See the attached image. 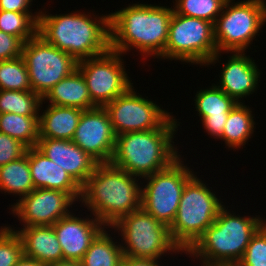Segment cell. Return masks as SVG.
<instances>
[{
  "mask_svg": "<svg viewBox=\"0 0 266 266\" xmlns=\"http://www.w3.org/2000/svg\"><path fill=\"white\" fill-rule=\"evenodd\" d=\"M33 0H0V10L13 12H32Z\"/></svg>",
  "mask_w": 266,
  "mask_h": 266,
  "instance_id": "36",
  "label": "cell"
},
{
  "mask_svg": "<svg viewBox=\"0 0 266 266\" xmlns=\"http://www.w3.org/2000/svg\"><path fill=\"white\" fill-rule=\"evenodd\" d=\"M37 12H13L0 10V31L19 37L24 43L38 34Z\"/></svg>",
  "mask_w": 266,
  "mask_h": 266,
  "instance_id": "28",
  "label": "cell"
},
{
  "mask_svg": "<svg viewBox=\"0 0 266 266\" xmlns=\"http://www.w3.org/2000/svg\"><path fill=\"white\" fill-rule=\"evenodd\" d=\"M241 263L243 266H266V227L264 225L252 236Z\"/></svg>",
  "mask_w": 266,
  "mask_h": 266,
  "instance_id": "33",
  "label": "cell"
},
{
  "mask_svg": "<svg viewBox=\"0 0 266 266\" xmlns=\"http://www.w3.org/2000/svg\"><path fill=\"white\" fill-rule=\"evenodd\" d=\"M45 10H40L38 35L47 43L67 52L77 61L101 55L110 49V13L99 16L79 10L52 15Z\"/></svg>",
  "mask_w": 266,
  "mask_h": 266,
  "instance_id": "2",
  "label": "cell"
},
{
  "mask_svg": "<svg viewBox=\"0 0 266 266\" xmlns=\"http://www.w3.org/2000/svg\"><path fill=\"white\" fill-rule=\"evenodd\" d=\"M255 114L252 113V108L244 103H237L229 112L226 120L222 137L219 140L224 141L225 145L235 151L243 148L248 143L256 129ZM254 118V119H253ZM237 148V149H236Z\"/></svg>",
  "mask_w": 266,
  "mask_h": 266,
  "instance_id": "24",
  "label": "cell"
},
{
  "mask_svg": "<svg viewBox=\"0 0 266 266\" xmlns=\"http://www.w3.org/2000/svg\"><path fill=\"white\" fill-rule=\"evenodd\" d=\"M75 203L67 192L36 188L11 205V214L18 218L22 227L50 226L68 216Z\"/></svg>",
  "mask_w": 266,
  "mask_h": 266,
  "instance_id": "14",
  "label": "cell"
},
{
  "mask_svg": "<svg viewBox=\"0 0 266 266\" xmlns=\"http://www.w3.org/2000/svg\"><path fill=\"white\" fill-rule=\"evenodd\" d=\"M123 57L109 49L101 55L78 61L77 69L82 73L96 107H105L134 84L126 72Z\"/></svg>",
  "mask_w": 266,
  "mask_h": 266,
  "instance_id": "12",
  "label": "cell"
},
{
  "mask_svg": "<svg viewBox=\"0 0 266 266\" xmlns=\"http://www.w3.org/2000/svg\"><path fill=\"white\" fill-rule=\"evenodd\" d=\"M159 260V261H158ZM161 259L134 258L123 255L119 266H163Z\"/></svg>",
  "mask_w": 266,
  "mask_h": 266,
  "instance_id": "37",
  "label": "cell"
},
{
  "mask_svg": "<svg viewBox=\"0 0 266 266\" xmlns=\"http://www.w3.org/2000/svg\"><path fill=\"white\" fill-rule=\"evenodd\" d=\"M105 228L92 242L84 254L81 263L83 266H119L123 256L120 239L119 242L112 238ZM118 243V244H117Z\"/></svg>",
  "mask_w": 266,
  "mask_h": 266,
  "instance_id": "26",
  "label": "cell"
},
{
  "mask_svg": "<svg viewBox=\"0 0 266 266\" xmlns=\"http://www.w3.org/2000/svg\"><path fill=\"white\" fill-rule=\"evenodd\" d=\"M121 238L123 255L134 258L161 259L166 254L182 256L172 241L169 228L142 208L122 217L111 227Z\"/></svg>",
  "mask_w": 266,
  "mask_h": 266,
  "instance_id": "8",
  "label": "cell"
},
{
  "mask_svg": "<svg viewBox=\"0 0 266 266\" xmlns=\"http://www.w3.org/2000/svg\"><path fill=\"white\" fill-rule=\"evenodd\" d=\"M42 101L34 91L0 90V113L39 116Z\"/></svg>",
  "mask_w": 266,
  "mask_h": 266,
  "instance_id": "29",
  "label": "cell"
},
{
  "mask_svg": "<svg viewBox=\"0 0 266 266\" xmlns=\"http://www.w3.org/2000/svg\"><path fill=\"white\" fill-rule=\"evenodd\" d=\"M133 85L109 102L107 110L115 135L163 128L174 115L152 99L137 93Z\"/></svg>",
  "mask_w": 266,
  "mask_h": 266,
  "instance_id": "13",
  "label": "cell"
},
{
  "mask_svg": "<svg viewBox=\"0 0 266 266\" xmlns=\"http://www.w3.org/2000/svg\"><path fill=\"white\" fill-rule=\"evenodd\" d=\"M215 193L197 175L186 183L176 216L169 227L172 241L182 252L185 253L214 223L224 206L221 197Z\"/></svg>",
  "mask_w": 266,
  "mask_h": 266,
  "instance_id": "6",
  "label": "cell"
},
{
  "mask_svg": "<svg viewBox=\"0 0 266 266\" xmlns=\"http://www.w3.org/2000/svg\"><path fill=\"white\" fill-rule=\"evenodd\" d=\"M226 63L222 62L219 83L215 84L237 103L257 92L263 73L256 60L245 52H230ZM256 91V92H255Z\"/></svg>",
  "mask_w": 266,
  "mask_h": 266,
  "instance_id": "17",
  "label": "cell"
},
{
  "mask_svg": "<svg viewBox=\"0 0 266 266\" xmlns=\"http://www.w3.org/2000/svg\"><path fill=\"white\" fill-rule=\"evenodd\" d=\"M139 179L111 163H98L82 186L81 207H87L90 214L111 228L122 217L141 208L142 179Z\"/></svg>",
  "mask_w": 266,
  "mask_h": 266,
  "instance_id": "3",
  "label": "cell"
},
{
  "mask_svg": "<svg viewBox=\"0 0 266 266\" xmlns=\"http://www.w3.org/2000/svg\"><path fill=\"white\" fill-rule=\"evenodd\" d=\"M161 5L138 2L110 13V49L124 56L136 49L144 60H163L174 9Z\"/></svg>",
  "mask_w": 266,
  "mask_h": 266,
  "instance_id": "1",
  "label": "cell"
},
{
  "mask_svg": "<svg viewBox=\"0 0 266 266\" xmlns=\"http://www.w3.org/2000/svg\"><path fill=\"white\" fill-rule=\"evenodd\" d=\"M183 160L180 156L166 169L142 179L141 208L168 228L176 216L186 183L197 174Z\"/></svg>",
  "mask_w": 266,
  "mask_h": 266,
  "instance_id": "10",
  "label": "cell"
},
{
  "mask_svg": "<svg viewBox=\"0 0 266 266\" xmlns=\"http://www.w3.org/2000/svg\"><path fill=\"white\" fill-rule=\"evenodd\" d=\"M265 220L260 215H239L224 205L214 223L184 253L192 261H241L252 236Z\"/></svg>",
  "mask_w": 266,
  "mask_h": 266,
  "instance_id": "5",
  "label": "cell"
},
{
  "mask_svg": "<svg viewBox=\"0 0 266 266\" xmlns=\"http://www.w3.org/2000/svg\"><path fill=\"white\" fill-rule=\"evenodd\" d=\"M194 106L204 132L211 138L220 139L224 131L229 112L237 102L218 88L215 83L206 89H200L195 93Z\"/></svg>",
  "mask_w": 266,
  "mask_h": 266,
  "instance_id": "19",
  "label": "cell"
},
{
  "mask_svg": "<svg viewBox=\"0 0 266 266\" xmlns=\"http://www.w3.org/2000/svg\"><path fill=\"white\" fill-rule=\"evenodd\" d=\"M79 216L72 211L52 225L62 248L63 260L81 261L95 238L106 228L92 214L86 218Z\"/></svg>",
  "mask_w": 266,
  "mask_h": 266,
  "instance_id": "16",
  "label": "cell"
},
{
  "mask_svg": "<svg viewBox=\"0 0 266 266\" xmlns=\"http://www.w3.org/2000/svg\"><path fill=\"white\" fill-rule=\"evenodd\" d=\"M14 266H48V264L23 255Z\"/></svg>",
  "mask_w": 266,
  "mask_h": 266,
  "instance_id": "38",
  "label": "cell"
},
{
  "mask_svg": "<svg viewBox=\"0 0 266 266\" xmlns=\"http://www.w3.org/2000/svg\"><path fill=\"white\" fill-rule=\"evenodd\" d=\"M48 266H83L81 261L63 260L57 263L48 264Z\"/></svg>",
  "mask_w": 266,
  "mask_h": 266,
  "instance_id": "40",
  "label": "cell"
},
{
  "mask_svg": "<svg viewBox=\"0 0 266 266\" xmlns=\"http://www.w3.org/2000/svg\"><path fill=\"white\" fill-rule=\"evenodd\" d=\"M72 141L98 163H110L116 135L104 107L83 110Z\"/></svg>",
  "mask_w": 266,
  "mask_h": 266,
  "instance_id": "15",
  "label": "cell"
},
{
  "mask_svg": "<svg viewBox=\"0 0 266 266\" xmlns=\"http://www.w3.org/2000/svg\"><path fill=\"white\" fill-rule=\"evenodd\" d=\"M29 166L34 188L67 192L80 204L82 187L59 165L48 159L36 147L29 148Z\"/></svg>",
  "mask_w": 266,
  "mask_h": 266,
  "instance_id": "20",
  "label": "cell"
},
{
  "mask_svg": "<svg viewBox=\"0 0 266 266\" xmlns=\"http://www.w3.org/2000/svg\"><path fill=\"white\" fill-rule=\"evenodd\" d=\"M36 148L69 173L82 187L98 162L72 140L39 138Z\"/></svg>",
  "mask_w": 266,
  "mask_h": 266,
  "instance_id": "18",
  "label": "cell"
},
{
  "mask_svg": "<svg viewBox=\"0 0 266 266\" xmlns=\"http://www.w3.org/2000/svg\"><path fill=\"white\" fill-rule=\"evenodd\" d=\"M0 133L13 137L27 148L36 147L39 140V116L0 113Z\"/></svg>",
  "mask_w": 266,
  "mask_h": 266,
  "instance_id": "27",
  "label": "cell"
},
{
  "mask_svg": "<svg viewBox=\"0 0 266 266\" xmlns=\"http://www.w3.org/2000/svg\"><path fill=\"white\" fill-rule=\"evenodd\" d=\"M217 53L214 24L173 11L163 60L205 66Z\"/></svg>",
  "mask_w": 266,
  "mask_h": 266,
  "instance_id": "9",
  "label": "cell"
},
{
  "mask_svg": "<svg viewBox=\"0 0 266 266\" xmlns=\"http://www.w3.org/2000/svg\"><path fill=\"white\" fill-rule=\"evenodd\" d=\"M227 0L214 23L217 53L206 64L214 66L221 53L246 52L266 22L265 0ZM251 44V46H250Z\"/></svg>",
  "mask_w": 266,
  "mask_h": 266,
  "instance_id": "7",
  "label": "cell"
},
{
  "mask_svg": "<svg viewBox=\"0 0 266 266\" xmlns=\"http://www.w3.org/2000/svg\"><path fill=\"white\" fill-rule=\"evenodd\" d=\"M0 90L32 91L27 66L22 56L0 61Z\"/></svg>",
  "mask_w": 266,
  "mask_h": 266,
  "instance_id": "30",
  "label": "cell"
},
{
  "mask_svg": "<svg viewBox=\"0 0 266 266\" xmlns=\"http://www.w3.org/2000/svg\"><path fill=\"white\" fill-rule=\"evenodd\" d=\"M180 123L174 116L163 128L117 135L110 163L141 179L166 169L181 156L174 144Z\"/></svg>",
  "mask_w": 266,
  "mask_h": 266,
  "instance_id": "4",
  "label": "cell"
},
{
  "mask_svg": "<svg viewBox=\"0 0 266 266\" xmlns=\"http://www.w3.org/2000/svg\"><path fill=\"white\" fill-rule=\"evenodd\" d=\"M263 225L266 227V219L264 220V223H263Z\"/></svg>",
  "mask_w": 266,
  "mask_h": 266,
  "instance_id": "41",
  "label": "cell"
},
{
  "mask_svg": "<svg viewBox=\"0 0 266 266\" xmlns=\"http://www.w3.org/2000/svg\"><path fill=\"white\" fill-rule=\"evenodd\" d=\"M42 99L43 104L49 101L48 104L55 106L75 107L82 110L96 108L85 79L78 69L52 87Z\"/></svg>",
  "mask_w": 266,
  "mask_h": 266,
  "instance_id": "23",
  "label": "cell"
},
{
  "mask_svg": "<svg viewBox=\"0 0 266 266\" xmlns=\"http://www.w3.org/2000/svg\"><path fill=\"white\" fill-rule=\"evenodd\" d=\"M201 266H243L241 261L199 262Z\"/></svg>",
  "mask_w": 266,
  "mask_h": 266,
  "instance_id": "39",
  "label": "cell"
},
{
  "mask_svg": "<svg viewBox=\"0 0 266 266\" xmlns=\"http://www.w3.org/2000/svg\"><path fill=\"white\" fill-rule=\"evenodd\" d=\"M29 166V148L21 158L0 166V192L15 195L20 200L33 191Z\"/></svg>",
  "mask_w": 266,
  "mask_h": 266,
  "instance_id": "25",
  "label": "cell"
},
{
  "mask_svg": "<svg viewBox=\"0 0 266 266\" xmlns=\"http://www.w3.org/2000/svg\"><path fill=\"white\" fill-rule=\"evenodd\" d=\"M39 113V138L72 140L82 109L48 104ZM43 111V113H42Z\"/></svg>",
  "mask_w": 266,
  "mask_h": 266,
  "instance_id": "22",
  "label": "cell"
},
{
  "mask_svg": "<svg viewBox=\"0 0 266 266\" xmlns=\"http://www.w3.org/2000/svg\"><path fill=\"white\" fill-rule=\"evenodd\" d=\"M24 255L22 239L10 228L0 226V266H14Z\"/></svg>",
  "mask_w": 266,
  "mask_h": 266,
  "instance_id": "32",
  "label": "cell"
},
{
  "mask_svg": "<svg viewBox=\"0 0 266 266\" xmlns=\"http://www.w3.org/2000/svg\"><path fill=\"white\" fill-rule=\"evenodd\" d=\"M227 0H173V9L179 15L215 23Z\"/></svg>",
  "mask_w": 266,
  "mask_h": 266,
  "instance_id": "31",
  "label": "cell"
},
{
  "mask_svg": "<svg viewBox=\"0 0 266 266\" xmlns=\"http://www.w3.org/2000/svg\"><path fill=\"white\" fill-rule=\"evenodd\" d=\"M27 149L13 137L0 133V166L21 158L26 154Z\"/></svg>",
  "mask_w": 266,
  "mask_h": 266,
  "instance_id": "34",
  "label": "cell"
},
{
  "mask_svg": "<svg viewBox=\"0 0 266 266\" xmlns=\"http://www.w3.org/2000/svg\"><path fill=\"white\" fill-rule=\"evenodd\" d=\"M23 44L19 37L0 31V61L22 56Z\"/></svg>",
  "mask_w": 266,
  "mask_h": 266,
  "instance_id": "35",
  "label": "cell"
},
{
  "mask_svg": "<svg viewBox=\"0 0 266 266\" xmlns=\"http://www.w3.org/2000/svg\"><path fill=\"white\" fill-rule=\"evenodd\" d=\"M32 91L42 98L65 77L78 68V61L67 52L47 43L38 34L23 44Z\"/></svg>",
  "mask_w": 266,
  "mask_h": 266,
  "instance_id": "11",
  "label": "cell"
},
{
  "mask_svg": "<svg viewBox=\"0 0 266 266\" xmlns=\"http://www.w3.org/2000/svg\"><path fill=\"white\" fill-rule=\"evenodd\" d=\"M10 228L22 239L24 256L46 264L63 261L62 248L52 225Z\"/></svg>",
  "mask_w": 266,
  "mask_h": 266,
  "instance_id": "21",
  "label": "cell"
}]
</instances>
